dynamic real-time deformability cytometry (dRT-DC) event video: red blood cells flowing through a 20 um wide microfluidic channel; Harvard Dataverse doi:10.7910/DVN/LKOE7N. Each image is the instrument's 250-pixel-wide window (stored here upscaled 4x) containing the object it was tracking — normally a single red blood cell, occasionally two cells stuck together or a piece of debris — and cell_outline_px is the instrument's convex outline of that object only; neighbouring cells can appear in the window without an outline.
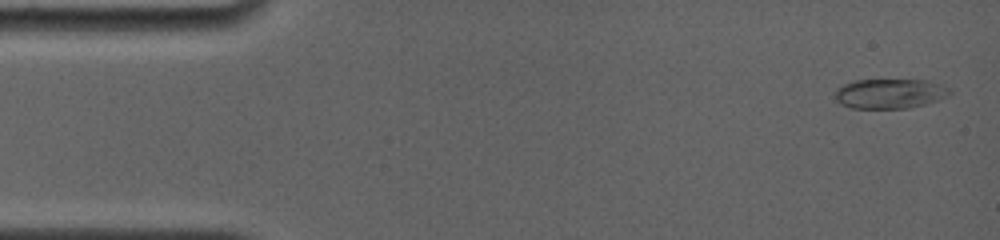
{"species": "common noctule bat (a hibernating species)", "species_latin": "Nyctalus noctula", "temperature_condition": "room temperature", "stored_images_in_passage": 11, "camera_frame_rate_fps": 4000, "um_per_image_px": 0.085, "animal": {"sex": "female", "body_mass_g": 19.0, "forearm_length_mm": 56.7}, "frame": {"image": 1, "passage_image": 1, "time_ms": 0.0, "image_size_px": [1000, 240], "cell_outline_px": [[952, 92], [948, 96], [940, 100], [908, 108], [852, 108], [840, 104], [836, 100], [836, 88], [844, 84], [856, 80], [928, 80], [948, 88]], "centroid_in_image_um": [75.64, 7.96], "position_along_channel_um": 9.4, "area_um2": 19.83}}
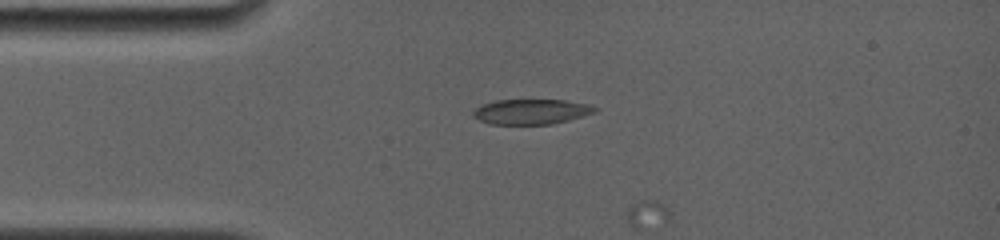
{"frame": {"image": 2, "passage_image": 9, "time_ms": 3.25, "image_size_px": [1000, 240], "cell_outline_px": [[600, 108], [596, 112], [568, 120], [552, 124], [492, 124], [480, 120], [472, 116], [472, 112], [476, 108], [484, 104], [496, 100], [564, 100], [588, 104]], "centroid_in_image_um": [45.18, 9.49], "position_along_channel_um": 39.8, "area_um2": 17.74}}